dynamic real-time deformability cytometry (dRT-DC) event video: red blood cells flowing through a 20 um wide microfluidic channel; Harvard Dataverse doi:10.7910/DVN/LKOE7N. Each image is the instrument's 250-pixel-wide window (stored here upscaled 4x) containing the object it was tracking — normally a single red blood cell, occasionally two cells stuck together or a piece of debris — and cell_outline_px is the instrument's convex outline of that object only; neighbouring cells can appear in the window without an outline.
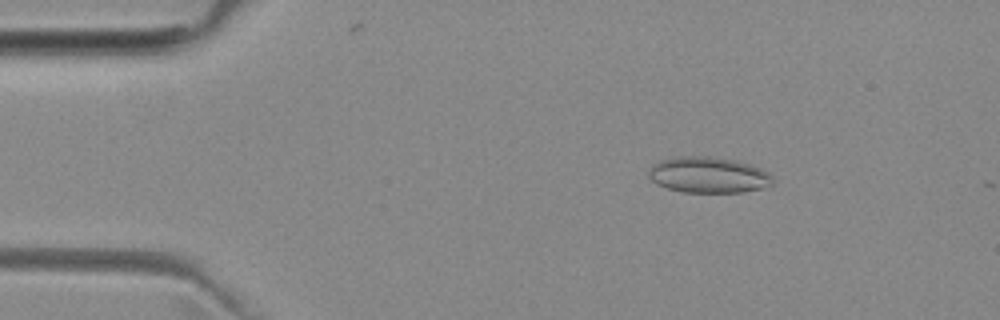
{"species": "common noctule bat (a hibernating species)", "species_latin": "Nyctalus noctula", "temperature_condition": "room temperature", "stored_images_in_passage": 11, "camera_frame_rate_fps": 3000, "um_per_image_px": 0.085, "animal": {"sex": "female", "body_mass_g": 29.2, "forearm_length_mm": 56.3}, "frame": {"image": 1, "passage_image": 7, "time_ms": 2.0, "image_size_px": [1000, 320], "cell_outline_px": [[772, 184], [764, 188], [744, 192], [684, 192], [668, 188], [656, 184], [648, 176], [648, 168], [652, 164], [660, 160], [676, 156], [708, 156], [736, 160], [760, 168], [768, 172], [772, 176]], "centroid_in_image_um": [60.19, 14.86], "position_along_channel_um": 24.8, "area_um2": 26.18}}